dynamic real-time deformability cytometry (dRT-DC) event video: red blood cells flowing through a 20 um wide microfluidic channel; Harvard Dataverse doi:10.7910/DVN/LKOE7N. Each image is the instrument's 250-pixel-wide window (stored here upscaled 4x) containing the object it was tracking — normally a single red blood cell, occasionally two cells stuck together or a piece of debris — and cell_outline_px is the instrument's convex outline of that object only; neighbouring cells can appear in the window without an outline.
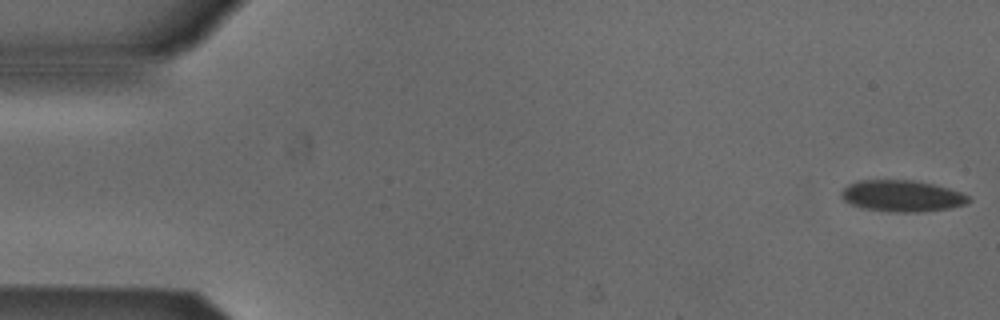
{"species": "Egyptian fruit bat (a non-hibernating species)", "species_latin": "Rousettus aegyptiacus", "temperature_condition": "cold", "stored_images_in_passage": 14, "camera_frame_rate_fps": 3000, "um_per_image_px": 0.085, "animal": {"sex": "male"}, "frame": {"image": 1, "passage_image": 1, "time_ms": 0.0, "image_size_px": [1000, 320], "cell_outline_px": [[972, 200], [968, 204], [948, 208], [920, 212], [896, 212], [864, 208], [852, 204], [844, 200], [840, 192], [848, 184], [856, 180], [912, 180], [932, 184], [948, 188], [960, 192], [968, 196]], "centroid_in_image_um": [76.67, 16.65], "position_along_channel_um": 8.3, "area_um2": 23.18}}
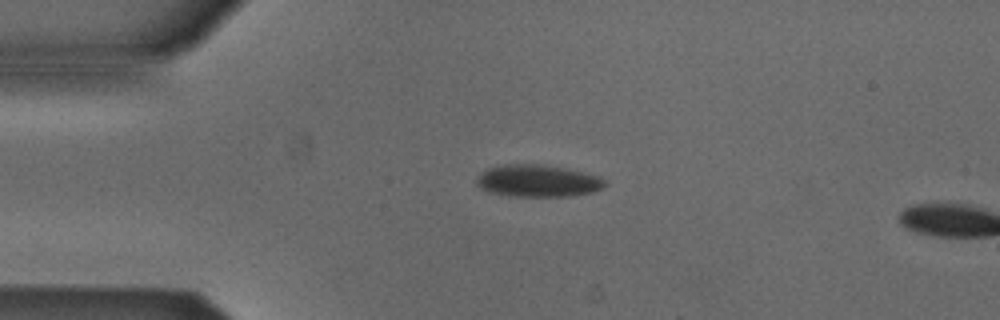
{"frame": {"image": 2, "passage_image": 12, "time_ms": 3.667, "image_size_px": [1000, 320], "cell_outline_px": [[608, 184], [604, 188], [592, 192], [568, 196], [508, 196], [492, 192], [480, 188], [476, 184], [476, 180], [488, 168], [504, 164], [536, 164], [564, 168], [584, 172], [600, 176]], "centroid_in_image_um": [45.75, 15.38], "position_along_channel_um": 39.2, "area_um2": 23.87}}